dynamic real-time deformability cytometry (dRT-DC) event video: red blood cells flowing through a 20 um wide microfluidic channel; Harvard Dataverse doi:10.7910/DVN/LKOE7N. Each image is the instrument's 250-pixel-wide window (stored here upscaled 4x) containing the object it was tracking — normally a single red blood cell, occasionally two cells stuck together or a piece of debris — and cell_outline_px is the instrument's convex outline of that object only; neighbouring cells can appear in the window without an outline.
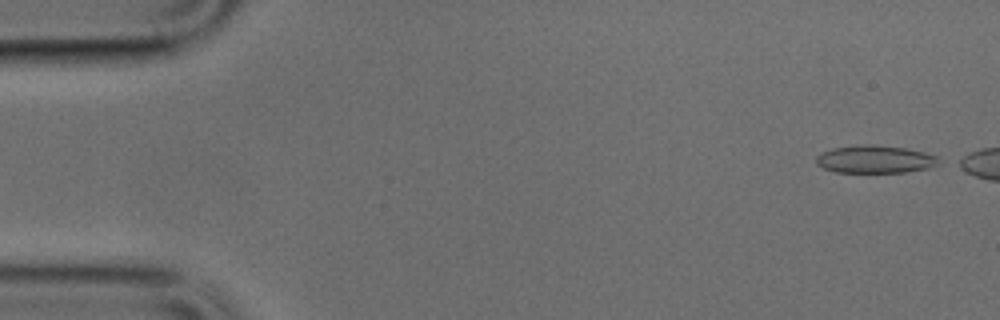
{"species": "common noctule bat (a hibernating species)", "species_latin": "Nyctalus noctula", "temperature_condition": "cold", "stored_images_in_passage": 5, "camera_frame_rate_fps": 3000, "um_per_image_px": 0.085, "animal": {"sex": "male", "body_mass_g": 17.9, "forearm_length_mm": 54.2}, "frame": {"image": 1, "passage_image": 1, "time_ms": 0.0, "image_size_px": [1000, 320], "cell_outline_px": [[948, 160], [940, 164], [928, 168], [904, 172], [836, 172], [824, 168], [816, 164], [816, 156], [820, 152], [832, 148], [904, 148], [924, 152], [940, 156]], "centroid_in_image_um": [74.5, 13.6], "position_along_channel_um": 10.5, "area_um2": 19.02}}